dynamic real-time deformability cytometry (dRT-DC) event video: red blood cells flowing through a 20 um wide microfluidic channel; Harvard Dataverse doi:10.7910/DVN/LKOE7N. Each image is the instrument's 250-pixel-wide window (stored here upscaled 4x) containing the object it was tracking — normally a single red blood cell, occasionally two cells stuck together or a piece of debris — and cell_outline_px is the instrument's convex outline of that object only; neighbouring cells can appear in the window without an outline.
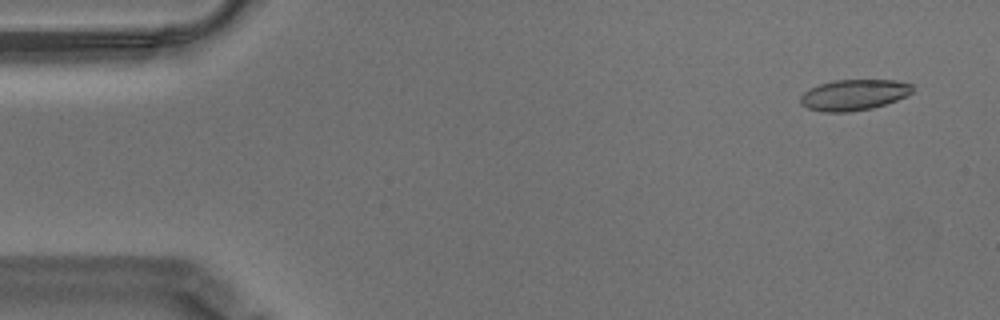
{"species": "Egyptian fruit bat (a non-hibernating species)", "species_latin": "Rousettus aegyptiacus", "temperature_condition": "warm", "stored_images_in_passage": 57, "camera_frame_rate_fps": 3000, "um_per_image_px": 0.085, "animal": {"sex": "male"}, "frame": {"image": 1, "passage_image": 4, "time_ms": 1.0, "image_size_px": [1000, 320], "cell_outline_px": [[912, 92], [896, 100], [872, 108], [848, 112], [824, 112], [808, 108], [800, 104], [800, 96], [804, 92], [820, 84], [832, 80], [896, 80], [912, 84]], "centroid_in_image_um": [72.55, 8.06], "position_along_channel_um": 12.4, "area_um2": 20.0}}
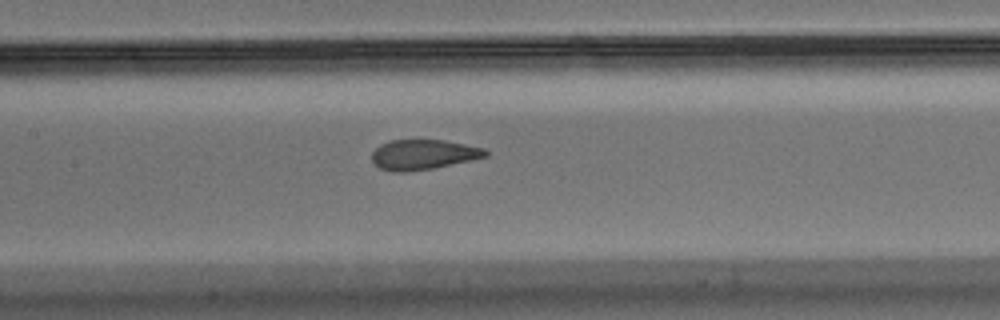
{"frame": {"image": 2, "passage_image": 27, "time_ms": 8.667, "image_size_px": [1000, 320], "cell_outline_px": [[488, 156], [472, 160], [432, 168], [408, 172], [392, 172], [380, 168], [372, 160], [372, 152], [380, 144], [388, 140], [416, 136], [444, 140], [484, 148], [488, 152]], "centroid_in_image_um": [35.94, 13.08], "position_along_channel_um": 171.5, "area_um2": 20.69}}
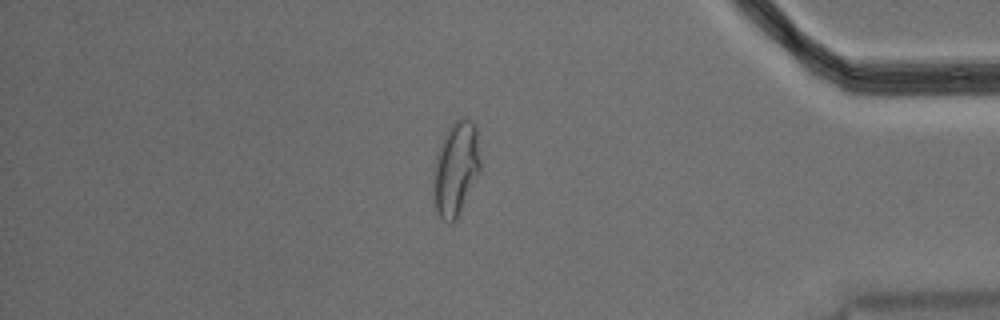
{"frame": {"image": 3, "passage_image": 49, "time_ms": 16.0, "image_size_px": [1000, 320], "cell_outline_px": [[480, 172], [456, 220], [452, 224], [444, 220], [436, 212], [432, 192], [432, 172], [436, 156], [440, 144], [444, 136], [452, 124], [460, 116], [468, 116], [476, 124], [480, 160]], "centroid_in_image_um": [38.74, 14.32], "position_along_channel_um": 396.5, "area_um2": 26.24}, "authors_computed_cell_mechanics": {"area_um2": 21.1548, "velocity_mm_per_s": 3.5246, "shape_relaxation_time_tau1_ms": 9.3293, "shape_relaxation_time_tau2_ms": null, "deformation_change_tau1": 0.2314, "deformation_change_tau2": null}}